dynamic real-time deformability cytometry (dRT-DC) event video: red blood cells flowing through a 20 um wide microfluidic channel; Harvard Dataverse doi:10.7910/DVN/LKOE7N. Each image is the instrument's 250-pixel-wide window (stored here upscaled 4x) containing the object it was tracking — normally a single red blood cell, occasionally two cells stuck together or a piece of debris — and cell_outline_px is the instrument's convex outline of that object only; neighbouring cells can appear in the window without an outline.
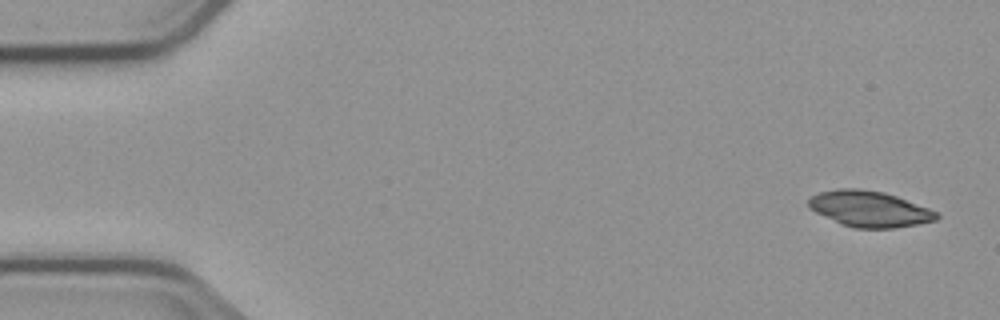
{"species": "common noctule bat (a hibernating species)", "species_latin": "Nyctalus noctula", "temperature_condition": "cold", "stored_images_in_passage": 5, "camera_frame_rate_fps": 3000, "um_per_image_px": 0.085, "animal": {"sex": "male", "body_mass_g": 23.1, "forearm_length_mm": 52.7}, "frame": {"image": 1, "passage_image": 1, "time_ms": 0.0, "image_size_px": [1000, 320], "cell_outline_px": [[940, 216], [936, 220], [896, 228], [852, 228], [840, 224], [808, 208], [808, 200], [812, 196], [820, 192], [836, 188], [860, 188], [884, 192], [896, 196], [928, 208], [936, 212]], "centroid_in_image_um": [73.87, 17.75], "position_along_channel_um": 11.1, "area_um2": 26.76}}
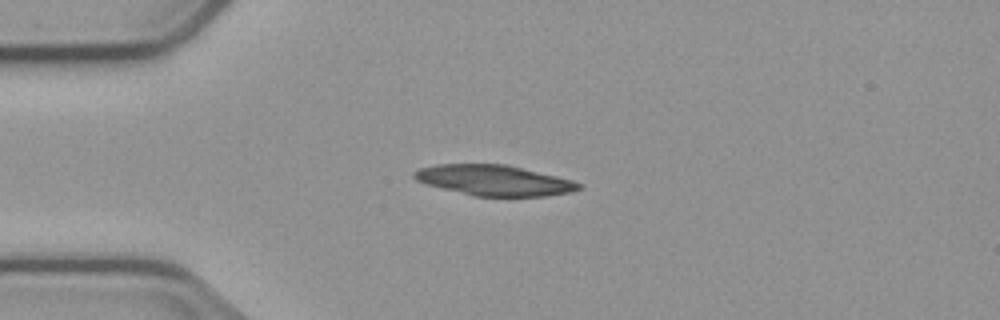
{"frame": {"image": 2, "passage_image": 4, "time_ms": 3.667, "image_size_px": [1000, 320], "cell_outline_px": [[584, 188], [572, 192], [548, 196], [472, 196], [424, 184], [416, 180], [412, 176], [412, 172], [420, 168], [436, 164], [504, 164], [556, 176], [572, 180], [584, 184]], "centroid_in_image_um": [42.0, 15.34], "position_along_channel_um": 43.0, "area_um2": 29.48}}